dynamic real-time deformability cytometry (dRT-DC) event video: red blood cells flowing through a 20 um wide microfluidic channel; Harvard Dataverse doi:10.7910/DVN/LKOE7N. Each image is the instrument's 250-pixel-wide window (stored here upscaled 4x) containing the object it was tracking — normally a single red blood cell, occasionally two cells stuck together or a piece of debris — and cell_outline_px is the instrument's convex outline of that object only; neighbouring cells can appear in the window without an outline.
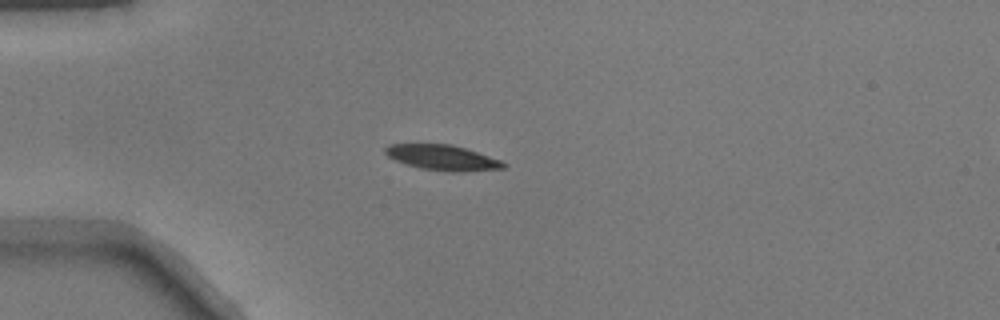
{"species": "common noctule bat (a hibernating species)", "species_latin": "Nyctalus noctula", "temperature_condition": "warm", "stored_images_in_passage": 38, "camera_frame_rate_fps": 3000, "um_per_image_px": 0.085, "animal": {"sex": "male", "body_mass_g": 17.9}, "frame": {"image": 1, "passage_image": 1, "time_ms": 0.0, "image_size_px": [1000, 320], "cell_outline_px": [[508, 164], [504, 168], [456, 172], [452, 172], [420, 168], [396, 160], [388, 156], [384, 152], [384, 148], [388, 144], [452, 144], [500, 160]], "centroid_in_image_um": [37.59, 13.39], "position_along_channel_um": 47.4, "area_um2": 17.17}}
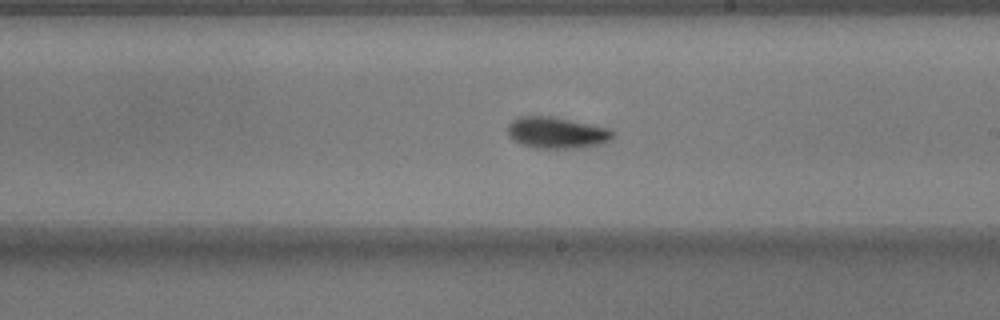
{"frame": {"image": 2, "passage_image": 17, "time_ms": 5.333, "image_size_px": [1000, 320], "cell_outline_px": [[616, 136], [612, 140], [600, 144], [576, 148], [536, 148], [520, 144], [508, 136], [508, 124], [512, 120], [520, 116], [552, 116], [608, 128]], "centroid_in_image_um": [47.31, 11.28], "position_along_channel_um": 241.7, "area_um2": 19.25}}
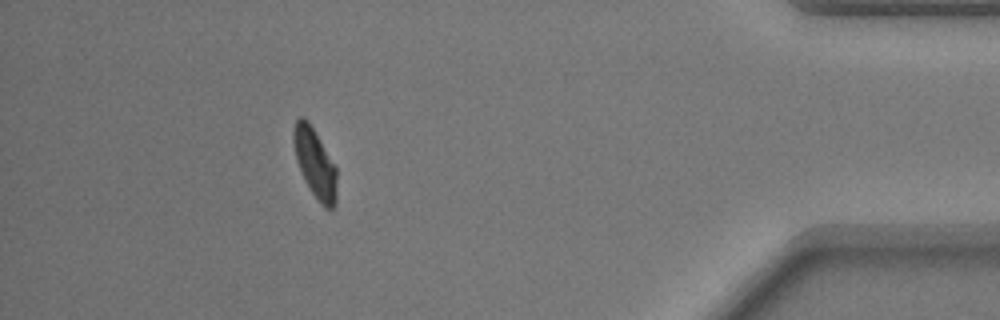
{"frame": {"image": 3, "passage_image": 33, "time_ms": 10.667, "image_size_px": [1000, 320], "cell_outline_px": [[336, 204], [332, 208], [324, 208], [320, 204], [312, 192], [296, 160], [292, 140], [292, 128], [296, 120], [300, 116], [304, 116], [308, 120], [336, 164]], "centroid_in_image_um": [26.77, 13.82], "position_along_channel_um": 408.4, "area_um2": 17.57}}